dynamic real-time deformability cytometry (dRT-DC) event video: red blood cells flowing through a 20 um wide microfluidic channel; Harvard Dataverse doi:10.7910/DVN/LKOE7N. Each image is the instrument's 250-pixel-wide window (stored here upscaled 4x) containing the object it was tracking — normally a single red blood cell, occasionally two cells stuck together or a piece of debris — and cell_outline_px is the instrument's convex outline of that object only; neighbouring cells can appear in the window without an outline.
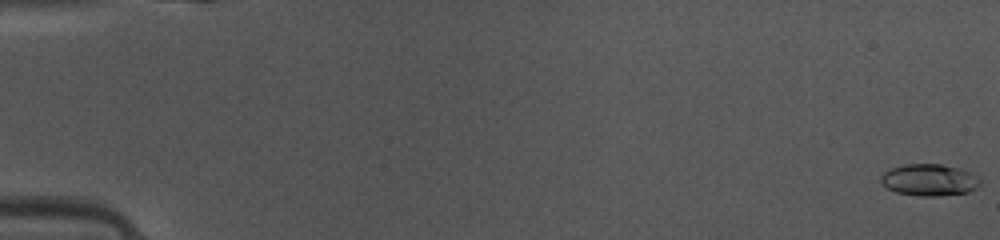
{"species": "common noctule bat (a hibernating species)", "species_latin": "Nyctalus noctula", "temperature_condition": "warm", "stored_images_in_passage": 49, "camera_frame_rate_fps": 3000, "um_per_image_px": 0.085, "animal": {"sex": "female", "body_mass_g": 10.0, "forearm_length_mm": 53.1}, "frame": {"image": 1, "passage_image": 1, "time_ms": 0.0, "image_size_px": [1000, 240], "cell_outline_px": [[980, 184], [976, 188], [968, 192], [940, 196], [920, 196], [896, 192], [888, 188], [880, 180], [880, 176], [884, 172], [892, 168], [904, 164], [940, 164], [956, 168], [980, 176]], "centroid_in_image_um": [79.0, 15.3], "position_along_channel_um": 6.0, "area_um2": 18.26}}
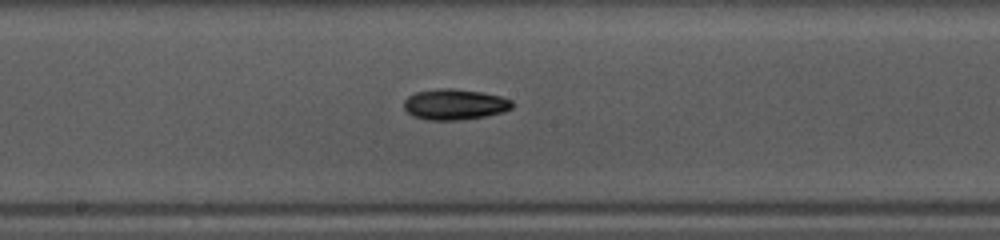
{"frame": {"image": 2, "passage_image": 27, "time_ms": 8.667, "image_size_px": [1000, 240], "cell_outline_px": [[512, 108], [504, 112], [484, 116], [460, 120], [428, 120], [412, 116], [404, 108], [404, 100], [408, 96], [416, 92], [436, 88], [452, 88], [480, 92], [500, 96], [512, 100]], "centroid_in_image_um": [38.63, 8.87], "position_along_channel_um": 209.6, "area_um2": 19.42}}
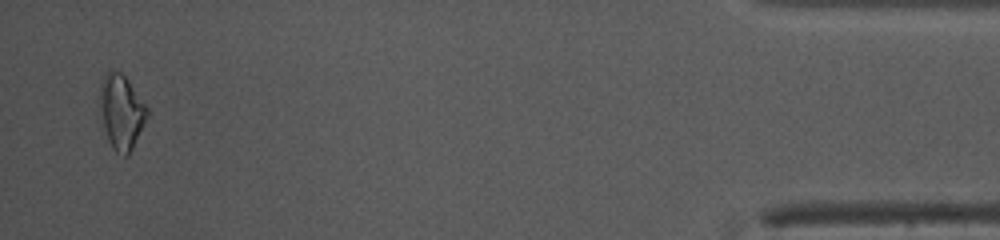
{"frame": {"image": 3, "passage_image": 48, "time_ms": 15.667, "image_size_px": [1000, 240], "cell_outline_px": [[148, 116], [128, 156], [124, 156], [116, 152], [112, 148], [108, 140], [104, 128], [100, 96], [100, 84], [104, 76], [112, 68], [120, 72], [128, 80], [148, 108]], "centroid_in_image_um": [10.33, 9.5], "position_along_channel_um": 424.9, "area_um2": 20.17}, "authors_computed_cell_mechanics": {"area_um2": 18.3226, "velocity_mm_per_s": 4.1527, "shape_relaxation_time_tau1_ms": 2.3453, "shape_relaxation_time_tau2_ms": null, "deformation_change_tau1": 0.1086, "deformation_change_tau2": null}}